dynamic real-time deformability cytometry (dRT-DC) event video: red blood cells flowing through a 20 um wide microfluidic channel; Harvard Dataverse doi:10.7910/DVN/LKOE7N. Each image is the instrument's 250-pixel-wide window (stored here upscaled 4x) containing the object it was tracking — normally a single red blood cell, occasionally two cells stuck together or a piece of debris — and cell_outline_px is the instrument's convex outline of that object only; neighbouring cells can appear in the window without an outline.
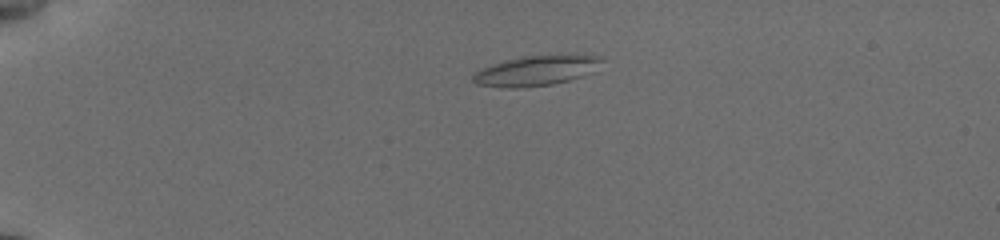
{"species": "common noctule bat (a hibernating species)", "species_latin": "Nyctalus noctula", "temperature_condition": "cold", "stored_images_in_passage": 44, "camera_frame_rate_fps": 3000, "um_per_image_px": 0.085, "animal": {"sex": "female", "body_mass_g": 19.5, "forearm_length_mm": 54.1}, "frame": {"image": 1, "passage_image": 2, "time_ms": 0.333, "image_size_px": [1000, 240], "cell_outline_px": [[604, 60], [592, 72], [568, 80], [552, 84], [516, 88], [508, 88], [476, 84], [472, 80], [472, 76], [476, 72], [484, 68], [508, 60], [524, 56], [604, 56]], "centroid_in_image_um": [45.57, 6.02], "position_along_channel_um": 39.4, "area_um2": 21.73}}
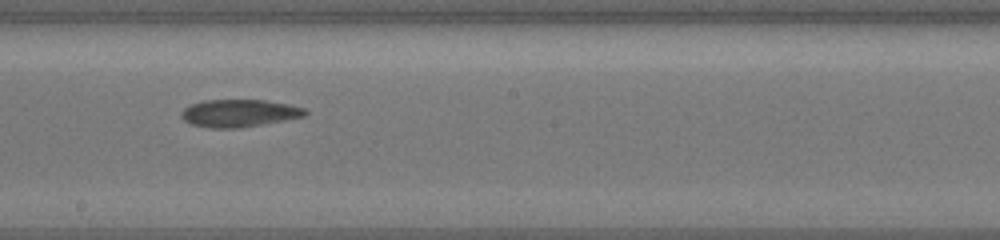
{"frame": {"image": 2, "passage_image": 22, "time_ms": 7.0, "image_size_px": [1000, 240], "cell_outline_px": [[308, 112], [304, 116], [284, 120], [240, 128], [212, 128], [192, 124], [184, 120], [180, 116], [180, 112], [184, 108], [192, 104], [204, 100], [264, 100], [288, 104], [304, 108]], "centroid_in_image_um": [20.3, 9.62], "position_along_channel_um": 227.9, "area_um2": 19.71}}
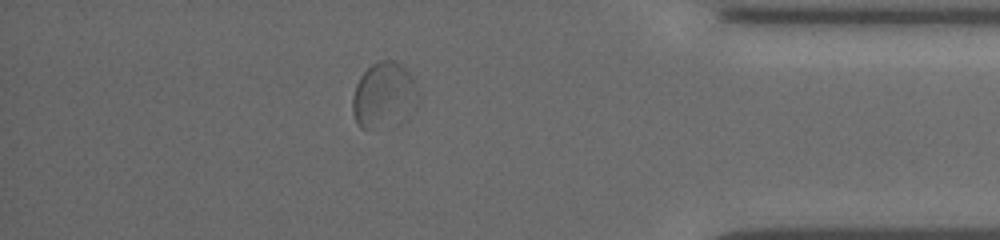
{"frame": {"image": 3, "passage_image": 38, "time_ms": 12.333, "image_size_px": [1000, 240], "cell_outline_px": [[412, 84], [364, 128], [360, 128], [352, 112], [352, 96], [356, 84], [360, 76], [372, 64], [380, 60], [392, 60], [400, 64], [408, 72], [412, 80]], "centroid_in_image_um": [32.16, 7.64], "position_along_channel_um": 403.0, "area_um2": 17.92}, "authors_computed_cell_mechanics": {"area_um2": 19.8254, "velocity_mm_per_s": 3.7349, "shape_relaxation_time_tau1_ms": 2.7098, "shape_relaxation_time_tau2_ms": 2.7938, "deformation_change_tau1": 0.0693, "deformation_change_tau2": 0.0714}}